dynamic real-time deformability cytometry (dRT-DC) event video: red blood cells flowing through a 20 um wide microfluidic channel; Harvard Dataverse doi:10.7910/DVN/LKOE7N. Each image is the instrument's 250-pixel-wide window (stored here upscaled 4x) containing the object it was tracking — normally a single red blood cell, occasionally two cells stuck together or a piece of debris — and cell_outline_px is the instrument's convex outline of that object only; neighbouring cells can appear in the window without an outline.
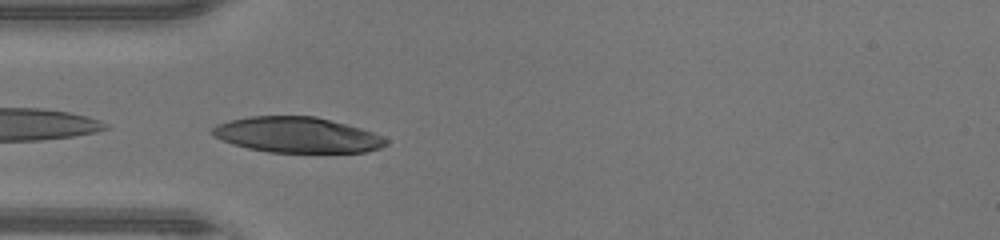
{"species": "human", "species_latin": "Homo sapiens", "temperature_condition": "warm", "stored_images_in_passage": 7, "camera_frame_rate_fps": 3000, "um_per_image_px": 0.085, "donor": {"sex": "male"}, "frame": {"image": 1, "passage_image": 1, "time_ms": 0.0, "image_size_px": [1000, 240], "cell_outline_px": [[388, 144], [380, 148], [364, 152], [268, 152], [248, 148], [232, 144], [212, 136], [208, 132], [216, 124], [248, 116], [316, 116], [360, 128], [372, 132], [388, 140]], "centroid_in_image_um": [25.21, 11.46], "position_along_channel_um": 59.8, "area_um2": 35.95}}
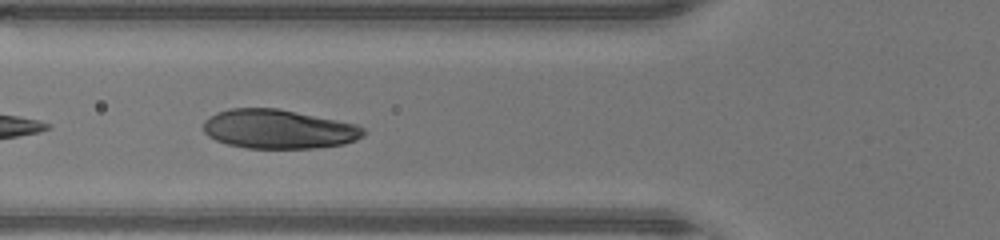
{"frame": {"image": 2, "passage_image": 4, "time_ms": 1.0, "image_size_px": [1000, 240], "cell_outline_px": [[364, 136], [356, 140], [344, 144], [316, 148], [248, 148], [228, 144], [216, 140], [208, 136], [204, 132], [204, 120], [208, 116], [216, 112], [228, 108], [276, 108], [356, 124], [364, 128]], "centroid_in_image_um": [23.65, 10.97], "position_along_channel_um": 102.1, "area_um2": 36.47}}